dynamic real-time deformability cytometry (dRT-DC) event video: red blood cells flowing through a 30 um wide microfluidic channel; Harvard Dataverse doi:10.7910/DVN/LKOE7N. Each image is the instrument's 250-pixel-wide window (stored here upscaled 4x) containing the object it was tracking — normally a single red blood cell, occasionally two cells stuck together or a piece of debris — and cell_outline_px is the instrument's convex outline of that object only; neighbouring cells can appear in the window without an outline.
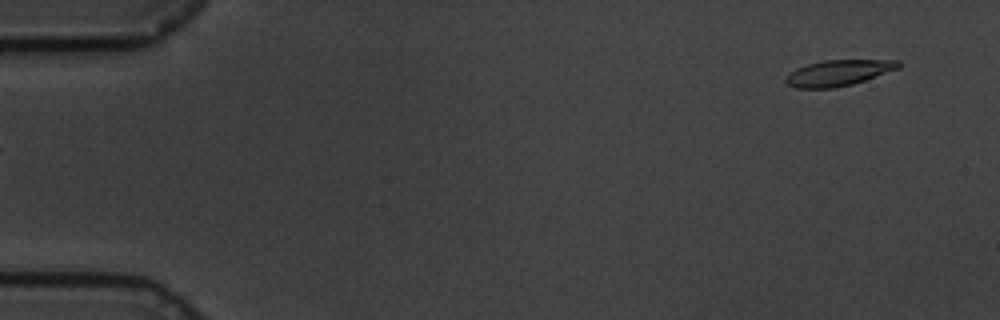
{"species": "common noctule bat (a hibernating species)", "species_latin": "Nyctalus noctula", "temperature_condition": "cold", "stored_images_in_passage": 58, "camera_frame_rate_fps": 3000, "um_per_image_px": 0.085, "animal": {"sex": "male", "body_mass_g": 19.5, "forearm_length_mm": 54.6}, "frame": {"image": 1, "passage_image": 2, "time_ms": 0.333, "image_size_px": [1000, 320], "cell_outline_px": [[900, 68], [852, 84], [832, 88], [796, 88], [788, 84], [784, 80], [796, 68], [808, 64], [824, 60], [900, 60]], "centroid_in_image_um": [71.28, 6.19], "position_along_channel_um": 13.7, "area_um2": 16.76}}
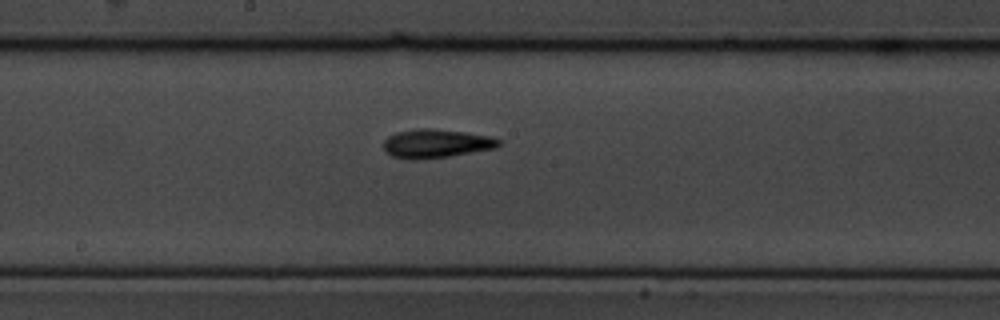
{"frame": {"image": 2, "passage_image": 30, "time_ms": 9.667, "image_size_px": [1000, 320], "cell_outline_px": [[500, 144], [496, 148], [448, 156], [416, 160], [412, 160], [392, 156], [384, 148], [384, 140], [388, 136], [396, 132], [416, 128], [432, 128], [464, 132], [492, 136], [500, 140]], "centroid_in_image_um": [37.07, 12.19], "position_along_channel_um": 211.1, "area_um2": 19.25}}
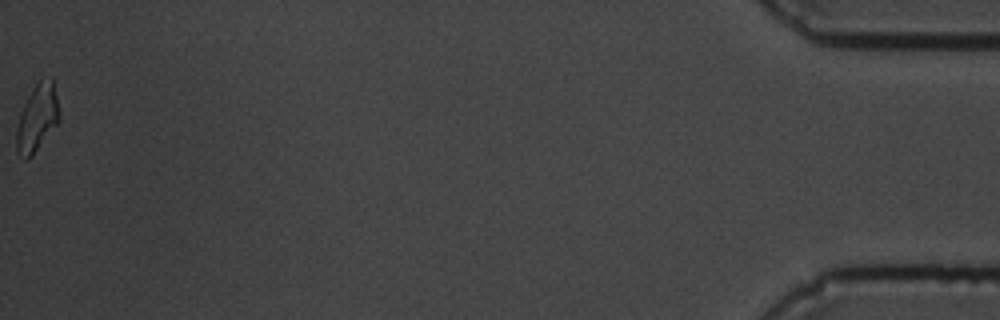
{"frame": {"image": 3, "passage_image": 58, "time_ms": 19.0, "image_size_px": [1000, 320], "cell_outline_px": [[60, 120], [32, 156], [28, 160], [24, 160], [16, 152], [16, 128], [20, 112], [32, 88], [40, 80], [52, 76], [60, 112]], "centroid_in_image_um": [3.15, 10.04], "position_along_channel_um": 432.0, "area_um2": 16.94}, "authors_computed_cell_mechanics": {"area_um2": 17.6868, "velocity_mm_per_s": 3.3859, "shape_relaxation_time_tau1_ms": 5.0629, "shape_relaxation_time_tau2_ms": 8.1212, "deformation_change_tau1": 0.182, "deformation_change_tau2": 0.1814}}